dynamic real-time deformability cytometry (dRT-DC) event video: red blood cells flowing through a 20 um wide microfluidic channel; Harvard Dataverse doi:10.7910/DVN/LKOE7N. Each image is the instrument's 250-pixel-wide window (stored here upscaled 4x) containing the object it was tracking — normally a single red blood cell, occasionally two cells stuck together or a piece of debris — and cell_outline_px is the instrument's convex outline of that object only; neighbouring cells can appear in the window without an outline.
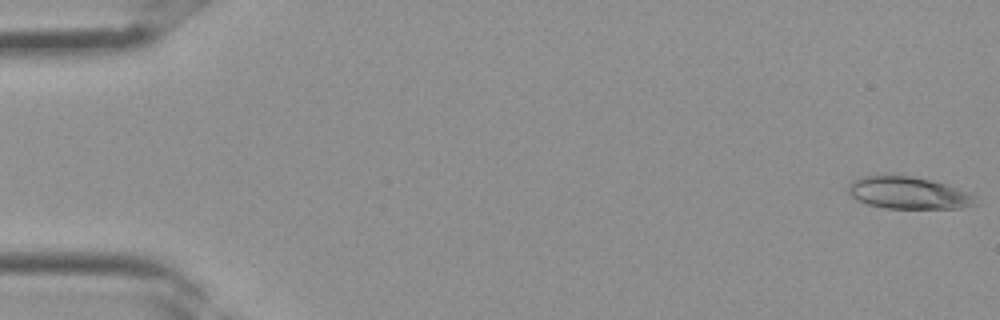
{"species": "Egyptian fruit bat (a non-hibernating species)", "species_latin": "Rousettus aegyptiacus", "temperature_condition": "room temperature", "stored_images_in_passage": 35, "camera_frame_rate_fps": 3000, "um_per_image_px": 0.085, "frame": {"image": 1, "passage_image": 1, "time_ms": 0.0, "image_size_px": [1000, 320], "cell_outline_px": [[976, 204], [960, 208], [884, 208], [868, 204], [856, 200], [848, 192], [848, 184], [852, 180], [864, 176], [912, 176], [932, 180], [968, 192], [976, 196]], "centroid_in_image_um": [77.19, 16.4], "position_along_channel_um": 7.8, "area_um2": 23.64}}
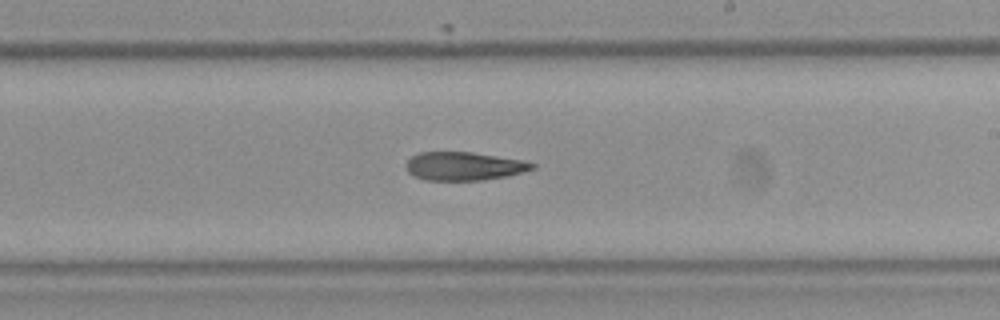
{"frame": {"image": 2, "passage_image": 21, "time_ms": 6.667, "image_size_px": [1000, 320], "cell_outline_px": [[536, 168], [508, 176], [484, 180], [424, 180], [412, 176], [408, 172], [404, 164], [412, 156], [420, 152], [472, 152], [524, 160], [536, 164]], "centroid_in_image_um": [39.43, 14.13], "position_along_channel_um": 249.6, "area_um2": 21.1}}
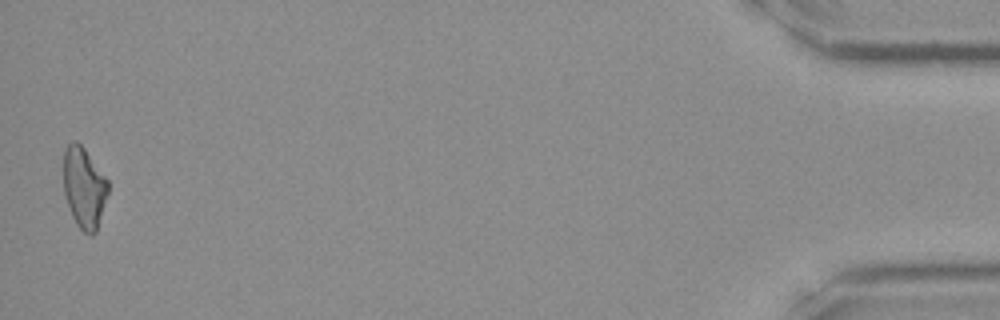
{"frame": {"image": 3, "passage_image": 35, "time_ms": 11.333, "image_size_px": [1000, 320], "cell_outline_px": [[108, 196], [96, 232], [92, 236], [84, 232], [76, 224], [72, 216], [64, 196], [64, 148], [72, 140], [76, 140], [84, 148], [108, 180]], "centroid_in_image_um": [7.15, 15.96], "position_along_channel_um": 428.1, "area_um2": 21.15}}